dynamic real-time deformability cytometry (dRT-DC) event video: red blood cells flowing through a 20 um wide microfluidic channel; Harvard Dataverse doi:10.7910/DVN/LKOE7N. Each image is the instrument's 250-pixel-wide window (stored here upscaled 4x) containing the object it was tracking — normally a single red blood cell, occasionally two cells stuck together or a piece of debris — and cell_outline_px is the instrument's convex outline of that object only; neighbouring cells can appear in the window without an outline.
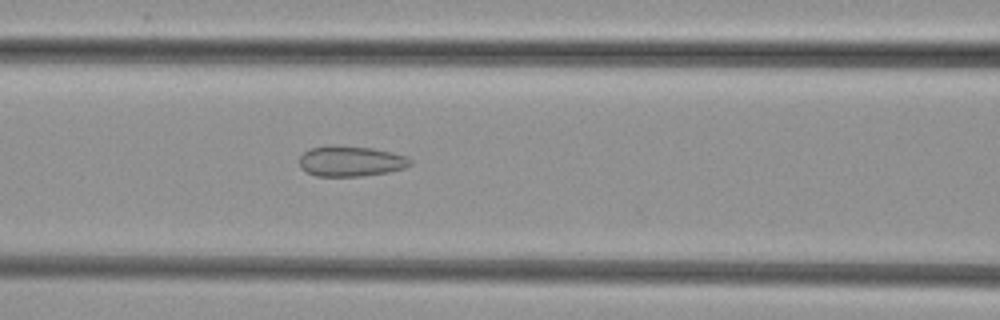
{"species": "common noctule bat (a hibernating species)", "species_latin": "Nyctalus noctula", "temperature_condition": "cold", "stored_images_in_passage": 42, "camera_frame_rate_fps": 3000, "um_per_image_px": 0.085, "animal": {"sex": "female", "body_mass_g": 29.2, "forearm_length_mm": 56.3}, "frame": {"image": 1, "passage_image": 13, "time_ms": 4.0, "image_size_px": [1000, 320], "cell_outline_px": [[412, 164], [404, 168], [388, 172], [360, 176], [316, 176], [300, 168], [300, 156], [308, 148], [372, 148], [392, 152], [408, 156], [412, 160]], "centroid_in_image_um": [29.87, 13.74], "position_along_channel_um": 136.7, "area_um2": 19.02}}
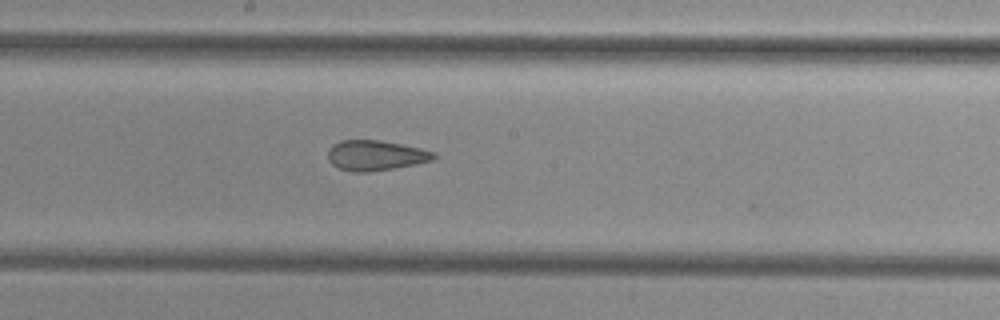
{"frame": {"image": 2, "passage_image": 19, "time_ms": 6.0, "image_size_px": [1000, 320], "cell_outline_px": [[436, 156], [432, 160], [416, 164], [368, 172], [352, 172], [340, 168], [332, 164], [328, 160], [328, 148], [332, 144], [340, 140], [380, 140], [420, 148], [436, 152]], "centroid_in_image_um": [31.9, 13.2], "position_along_channel_um": 216.3, "area_um2": 18.61}}
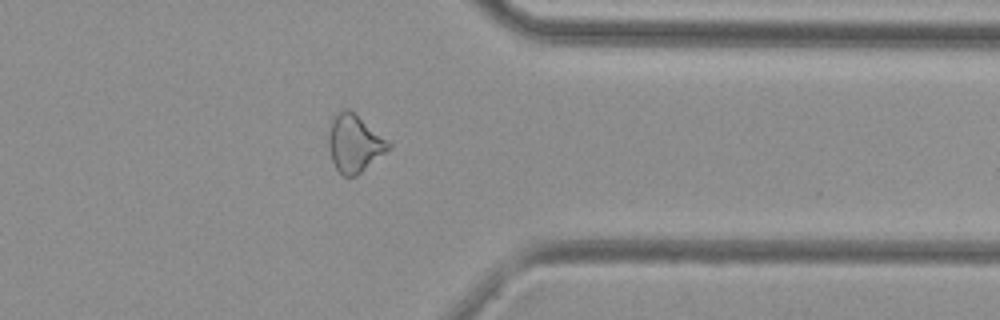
{"frame": {"image": 3, "passage_image": 32, "time_ms": 10.333, "image_size_px": [1000, 320], "cell_outline_px": [[392, 144], [384, 152], [356, 176], [344, 176], [336, 168], [332, 160], [328, 148], [328, 136], [332, 120], [344, 108], [348, 108]], "centroid_in_image_um": [30.09, 12.19], "position_along_channel_um": 381.3, "area_um2": 19.36}}